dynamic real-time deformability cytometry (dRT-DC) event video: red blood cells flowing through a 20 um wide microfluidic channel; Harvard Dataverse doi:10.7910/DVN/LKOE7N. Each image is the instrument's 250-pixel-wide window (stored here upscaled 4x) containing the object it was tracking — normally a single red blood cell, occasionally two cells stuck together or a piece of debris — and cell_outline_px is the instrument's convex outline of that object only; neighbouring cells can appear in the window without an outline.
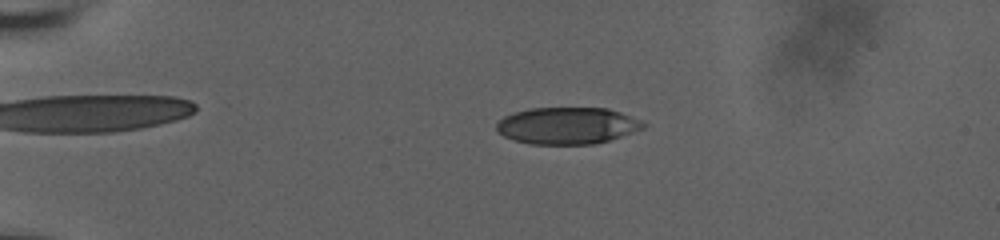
{"species": "human", "species_latin": "Homo sapiens", "temperature_condition": "room temperature", "stored_images_in_passage": 60, "camera_frame_rate_fps": 3000, "um_per_image_px": 0.085, "donor": {"sex": "male"}, "frame": {"image": 1, "passage_image": 16, "time_ms": 5.0, "image_size_px": [1000, 240], "cell_outline_px": [[648, 124], [644, 128], [608, 140], [592, 144], [528, 144], [512, 140], [496, 132], [496, 124], [504, 116], [512, 112], [528, 108], [608, 108], [620, 112], [640, 120]], "centroid_in_image_um": [48.17, 10.68], "position_along_channel_um": 36.8, "area_um2": 31.62}}
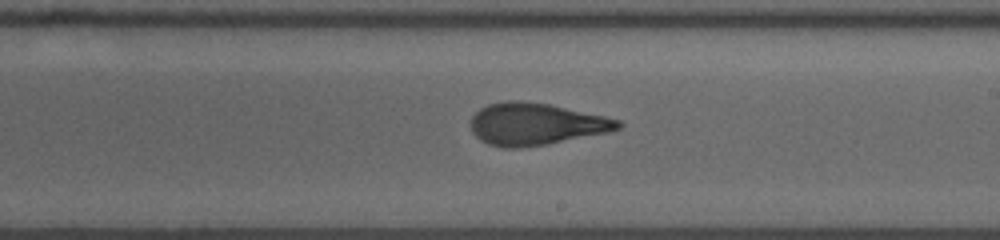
{"frame": {"image": 2, "passage_image": 38, "time_ms": 12.333, "image_size_px": [1000, 240], "cell_outline_px": [[624, 124], [620, 128], [608, 132], [548, 144], [520, 148], [504, 148], [488, 144], [480, 140], [472, 132], [472, 116], [480, 108], [488, 104], [504, 100], [512, 100], [548, 104], [604, 116], [620, 120]], "centroid_in_image_um": [45.53, 10.55], "position_along_channel_um": 243.5, "area_um2": 35.95}}
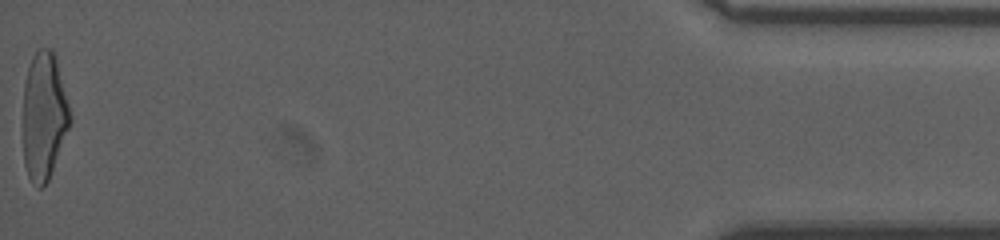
{"frame": {"image": 3, "passage_image": 60, "time_ms": 19.667, "image_size_px": [1000, 240], "cell_outline_px": [[72, 120], [48, 180], [40, 188], [36, 188], [28, 176], [24, 164], [24, 84], [28, 68], [32, 56], [40, 48], [52, 48], [56, 60], [72, 116]], "centroid_in_image_um": [3.74, 9.87], "position_along_channel_um": 431.5, "area_um2": 34.62}, "authors_computed_cell_mechanics": {"area_um2": 34.9112, "velocity_mm_per_s": 3.7431, "shape_relaxation_time_tau1_ms": 6.9365, "shape_relaxation_time_tau2_ms": 1.5352, "deformation_change_tau1": 0.26, "deformation_change_tau2": 0.1086}}